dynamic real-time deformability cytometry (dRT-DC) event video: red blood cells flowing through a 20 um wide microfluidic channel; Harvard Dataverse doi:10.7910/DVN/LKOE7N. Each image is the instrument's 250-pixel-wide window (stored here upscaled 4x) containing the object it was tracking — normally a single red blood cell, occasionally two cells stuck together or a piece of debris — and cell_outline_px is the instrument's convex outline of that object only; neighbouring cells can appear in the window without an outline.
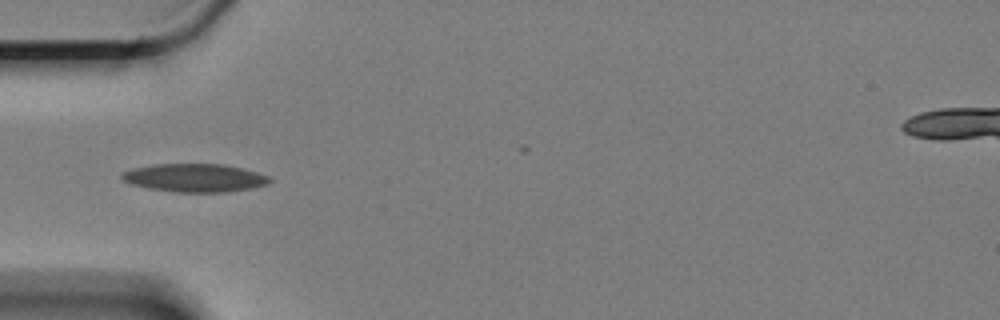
{"species": "Egyptian fruit bat (a non-hibernating species)", "species_latin": "Rousettus aegyptiacus", "temperature_condition": "cold", "stored_images_in_passage": 18, "camera_frame_rate_fps": 3000, "um_per_image_px": 0.085, "animal": {"sex": "female"}, "frame": {"image": 1, "passage_image": 1, "time_ms": 0.0, "image_size_px": [1000, 320], "cell_outline_px": [[272, 180], [268, 184], [252, 188], [228, 192], [172, 192], [148, 188], [132, 184], [120, 180], [120, 172], [132, 168], [156, 164], [224, 164], [256, 172], [268, 176]], "centroid_in_image_um": [16.5, 15.12], "position_along_channel_um": 68.5, "area_um2": 24.45}}
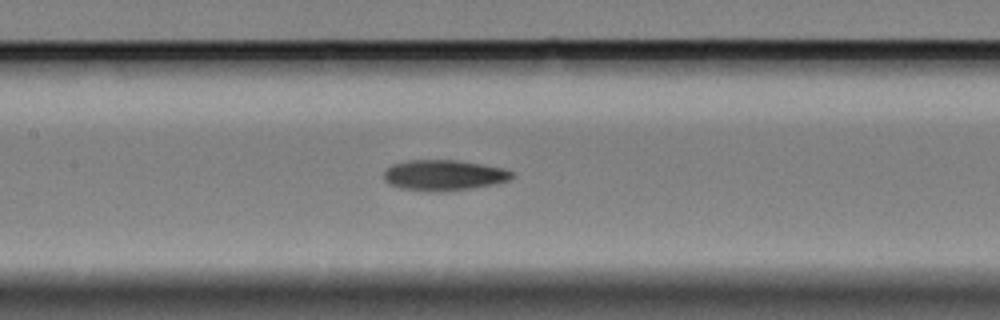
{"frame": {"image": 2, "passage_image": 10, "time_ms": 3.0, "image_size_px": [1000, 320], "cell_outline_px": [[512, 176], [508, 180], [492, 184], [472, 188], [444, 192], [432, 192], [400, 188], [388, 184], [384, 180], [384, 172], [392, 164], [408, 160], [456, 160], [504, 168], [512, 172]], "centroid_in_image_um": [37.67, 14.9], "position_along_channel_um": 169.7, "area_um2": 22.83}}
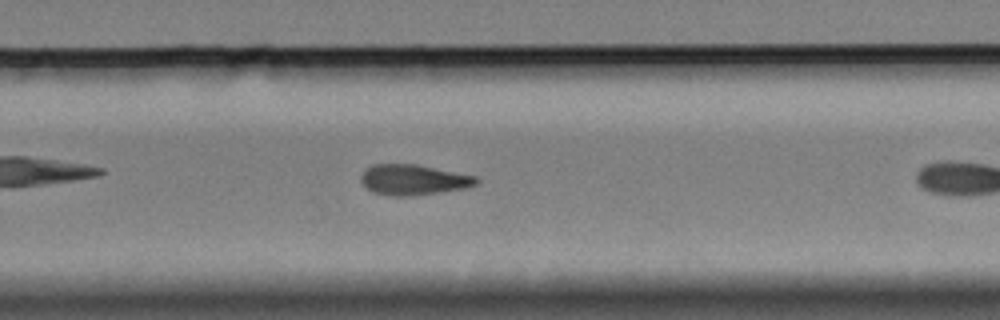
{"frame": {"image": 3, "passage_image": 17, "time_ms": 5.333, "image_size_px": [1000, 320], "cell_outline_px": [[480, 180], [476, 184], [464, 188], [436, 192], [404, 196], [392, 196], [372, 192], [360, 180], [360, 176], [364, 168], [372, 164], [416, 164], [476, 176]], "centroid_in_image_um": [35.09, 15.26], "position_along_channel_um": 294.7, "area_um2": 20.29}}